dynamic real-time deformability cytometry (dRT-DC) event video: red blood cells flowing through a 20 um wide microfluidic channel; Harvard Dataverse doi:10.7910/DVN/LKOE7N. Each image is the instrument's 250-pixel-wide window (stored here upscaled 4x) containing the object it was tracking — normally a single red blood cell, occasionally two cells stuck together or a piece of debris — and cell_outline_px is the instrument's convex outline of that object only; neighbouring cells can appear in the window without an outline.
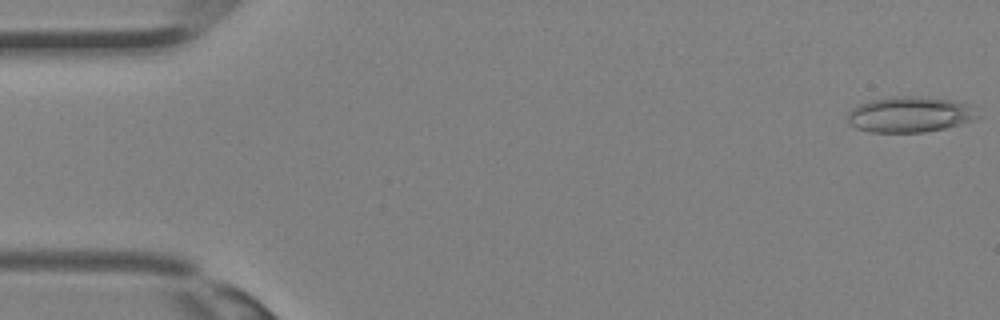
{"species": "Egyptian fruit bat (a non-hibernating species)", "species_latin": "Rousettus aegyptiacus", "temperature_condition": "room temperature", "stored_images_in_passage": 8, "camera_frame_rate_fps": 3000, "um_per_image_px": 0.085, "animal": {"sex": "female"}, "frame": {"image": 1, "passage_image": 1, "time_ms": 0.0, "image_size_px": [1000, 320], "cell_outline_px": [[980, 116], [976, 120], [944, 128], [924, 132], [868, 132], [856, 128], [848, 124], [848, 112], [852, 108], [868, 100], [892, 96], [916, 96], [952, 100], [968, 104]], "centroid_in_image_um": [77.31, 9.73], "position_along_channel_um": 7.7, "area_um2": 27.17}}